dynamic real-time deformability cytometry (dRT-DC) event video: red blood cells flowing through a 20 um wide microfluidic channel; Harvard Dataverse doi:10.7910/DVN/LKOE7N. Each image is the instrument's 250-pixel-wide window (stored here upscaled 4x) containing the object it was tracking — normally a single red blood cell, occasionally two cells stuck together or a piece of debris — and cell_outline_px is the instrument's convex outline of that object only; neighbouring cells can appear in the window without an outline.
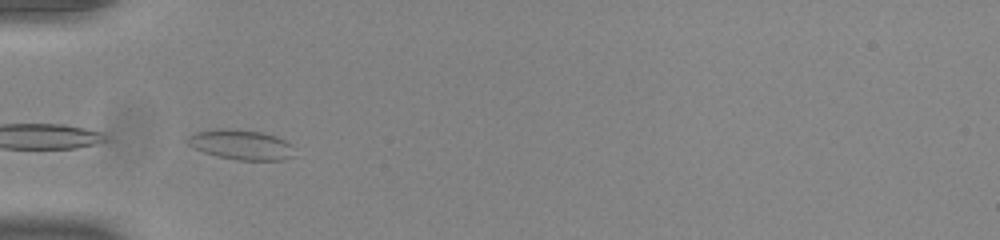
{"species": "common noctule bat (a hibernating species)", "species_latin": "Nyctalus noctula", "temperature_condition": "room temperature", "stored_images_in_passage": 7, "camera_frame_rate_fps": 3000, "um_per_image_px": 0.085, "animal": {"sex": "male", "body_mass_g": 20.0, "forearm_length_mm": 53.3}, "frame": {"image": 1, "passage_image": 1, "time_ms": 0.0, "image_size_px": [1000, 240], "cell_outline_px": [[292, 156], [280, 160], [236, 160], [216, 156], [204, 152], [188, 144], [184, 140], [188, 136], [196, 132], [212, 128], [236, 128], [260, 132], [276, 136], [292, 144]], "centroid_in_image_um": [20.44, 12.28], "position_along_channel_um": 64.6, "area_um2": 18.79}}